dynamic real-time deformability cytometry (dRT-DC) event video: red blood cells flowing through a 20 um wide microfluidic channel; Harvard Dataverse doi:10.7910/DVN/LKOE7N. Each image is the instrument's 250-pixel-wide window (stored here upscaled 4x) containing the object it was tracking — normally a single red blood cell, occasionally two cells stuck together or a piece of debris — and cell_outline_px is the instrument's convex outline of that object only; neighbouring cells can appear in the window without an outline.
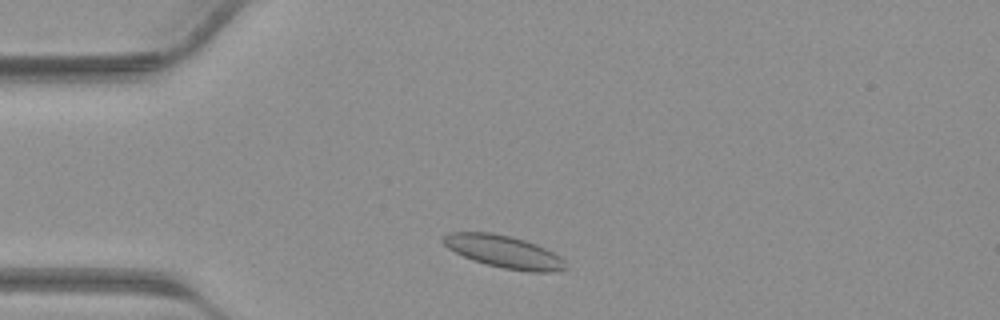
{"species": "common noctule bat (a hibernating species)", "species_latin": "Nyctalus noctula", "temperature_condition": "warm", "stored_images_in_passage": 28, "camera_frame_rate_fps": 3000, "um_per_image_px": 0.085, "animal": {"sex": "male", "body_mass_g": 23.1, "forearm_length_mm": 52.7}, "frame": {"image": 1, "passage_image": 3, "time_ms": 0.667, "image_size_px": [1000, 320], "cell_outline_px": [[572, 268], [552, 272], [528, 272], [504, 268], [472, 260], [448, 248], [440, 240], [440, 236], [448, 232], [492, 232], [512, 236], [536, 244], [560, 256]], "centroid_in_image_um": [42.85, 21.39], "position_along_channel_um": 42.2, "area_um2": 23.41}}
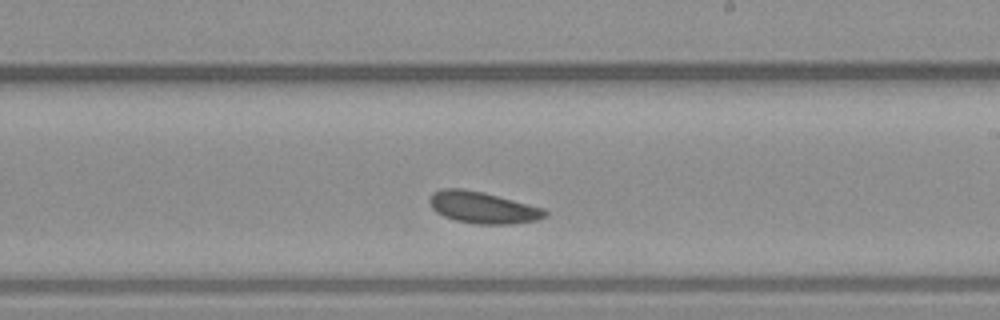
{"frame": {"image": 2, "passage_image": 17, "time_ms": 5.333, "image_size_px": [1000, 320], "cell_outline_px": [[548, 216], [536, 220], [512, 224], [480, 224], [456, 220], [444, 216], [436, 212], [432, 208], [428, 200], [428, 196], [432, 192], [444, 188], [460, 188], [484, 192], [544, 208], [548, 212]], "centroid_in_image_um": [41.03, 17.63], "position_along_channel_um": 248.0, "area_um2": 21.39}}
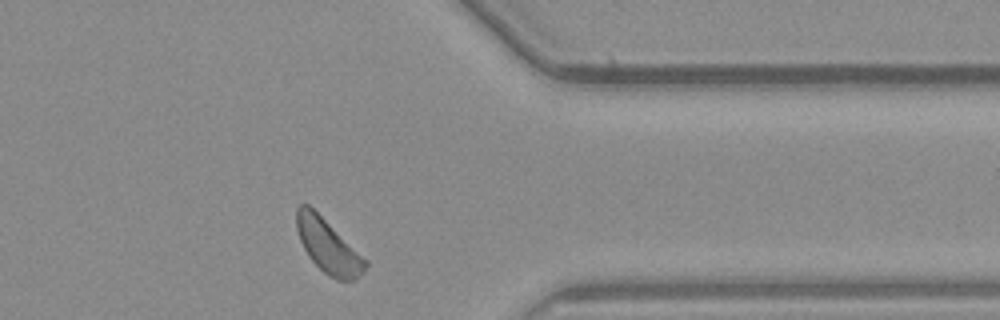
{"frame": {"image": 3, "passage_image": 26, "time_ms": 8.333, "image_size_px": [1000, 320], "cell_outline_px": [[368, 264], [360, 276], [356, 280], [336, 280], [328, 276], [308, 256], [300, 240], [296, 228], [296, 208], [300, 204], [308, 204], [368, 260]], "centroid_in_image_um": [27.9, 20.93], "position_along_channel_um": 383.5, "area_um2": 21.39}}